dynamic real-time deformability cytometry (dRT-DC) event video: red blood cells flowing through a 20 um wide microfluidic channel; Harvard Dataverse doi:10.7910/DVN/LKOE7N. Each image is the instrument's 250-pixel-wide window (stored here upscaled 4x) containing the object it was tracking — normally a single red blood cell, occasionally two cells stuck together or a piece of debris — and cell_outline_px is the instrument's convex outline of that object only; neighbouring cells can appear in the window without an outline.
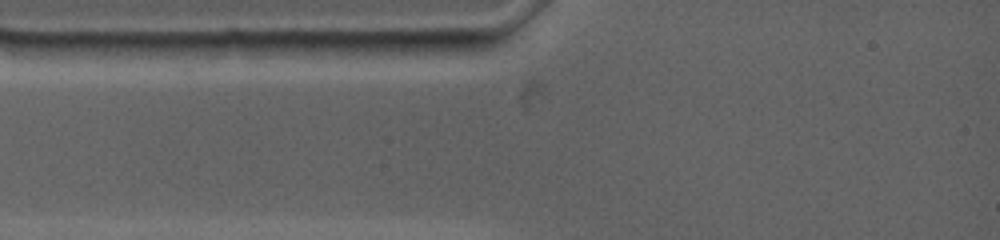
{"species": "common noctule bat (a hibernating species)", "species_latin": "Nyctalus noctula", "temperature_condition": "warm", "stored_images_in_passage": 2, "camera_frame_rate_fps": 4500, "um_per_image_px": 0.085, "animal": {"sex": "female", "body_mass_g": 19.0, "forearm_length_mm": 53.3}, "frame": {"image": 1, "passage_image": 1, "time_ms": 0.0, "image_size_px": [1000, 240], "cell_outline_px": [[196, 44], [188, 68], [184, 72], [132, 60], [124, 44]], "centroid_in_image_um": [13.85, 4.67], "position_along_channel_um": 71.2, "area_um2": 10.17}}